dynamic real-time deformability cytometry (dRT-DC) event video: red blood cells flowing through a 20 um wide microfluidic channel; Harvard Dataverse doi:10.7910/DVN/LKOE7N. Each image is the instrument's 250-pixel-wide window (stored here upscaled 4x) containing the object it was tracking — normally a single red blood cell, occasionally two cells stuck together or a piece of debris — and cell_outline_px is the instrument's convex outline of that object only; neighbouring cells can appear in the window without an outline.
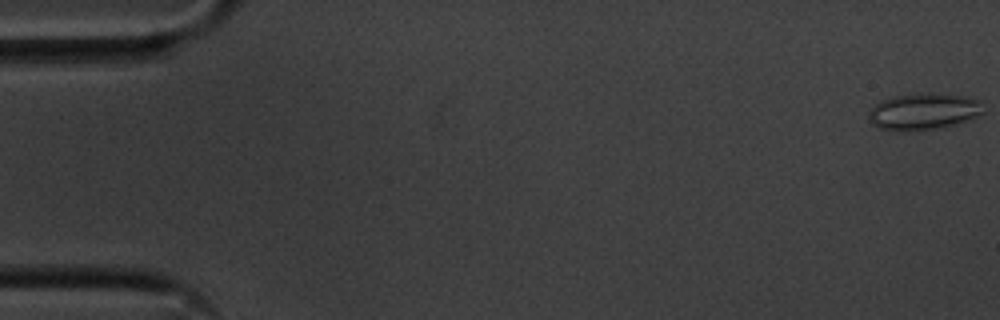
{"species": "common noctule bat (a hibernating species)", "species_latin": "Nyctalus noctula", "temperature_condition": "cold", "stored_images_in_passage": 14, "camera_frame_rate_fps": 3000, "um_per_image_px": 0.085, "animal": {"sex": "male", "body_mass_g": 20.1, "forearm_length_mm": 53.5}, "frame": {"image": 1, "passage_image": 1, "time_ms": 0.0, "image_size_px": [1000, 320], "cell_outline_px": [[984, 112], [968, 120], [956, 124], [940, 128], [904, 132], [896, 132], [880, 128], [872, 124], [868, 120], [868, 112], [876, 104], [884, 100], [896, 96], [964, 96], [980, 100]], "centroid_in_image_um": [78.47, 9.56], "position_along_channel_um": 6.5, "area_um2": 23.64}}